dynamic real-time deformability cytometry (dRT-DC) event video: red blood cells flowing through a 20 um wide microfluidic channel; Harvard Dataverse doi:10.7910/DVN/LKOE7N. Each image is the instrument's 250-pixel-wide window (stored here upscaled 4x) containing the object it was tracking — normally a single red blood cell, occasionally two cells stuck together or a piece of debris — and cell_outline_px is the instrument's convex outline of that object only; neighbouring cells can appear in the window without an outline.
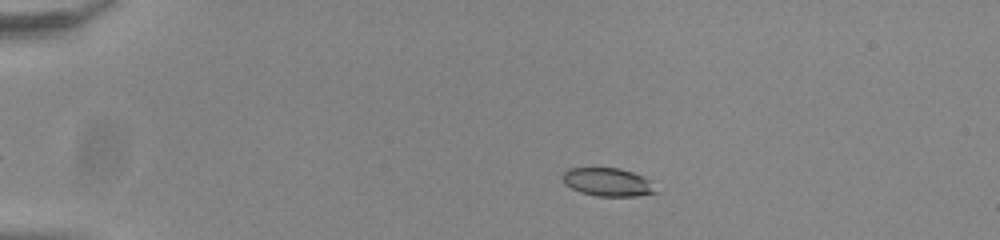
{"species": "common noctule bat (a hibernating species)", "species_latin": "Nyctalus noctula", "temperature_condition": "room temperature", "stored_images_in_passage": 49, "camera_frame_rate_fps": 3000, "um_per_image_px": 0.085, "animal": {"sex": "male", "body_mass_g": 20.0, "forearm_length_mm": 53.3}, "frame": {"image": 1, "passage_image": 6, "time_ms": 1.667, "image_size_px": [1000, 240], "cell_outline_px": [[660, 192], [636, 196], [596, 196], [580, 192], [564, 184], [564, 172], [568, 168], [620, 168], [644, 176]], "centroid_in_image_um": [51.69, 15.48], "position_along_channel_um": 33.3, "area_um2": 15.32}}
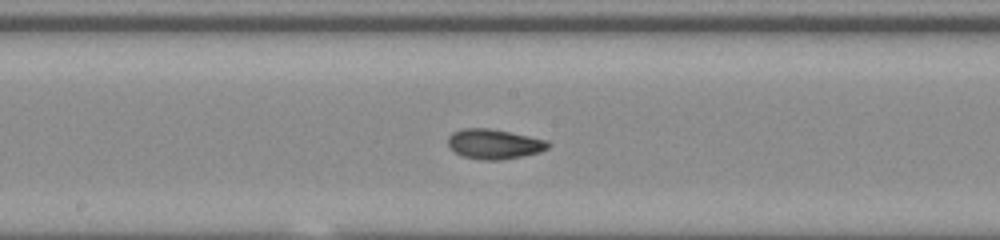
{"frame": {"image": 2, "passage_image": 25, "time_ms": 8.0, "image_size_px": [1000, 240], "cell_outline_px": [[552, 144], [548, 148], [540, 152], [500, 160], [484, 160], [464, 156], [456, 152], [448, 144], [448, 136], [452, 132], [464, 128], [488, 128], [548, 140]], "centroid_in_image_um": [42.02, 12.23], "position_along_channel_um": 206.2, "area_um2": 17.22}}
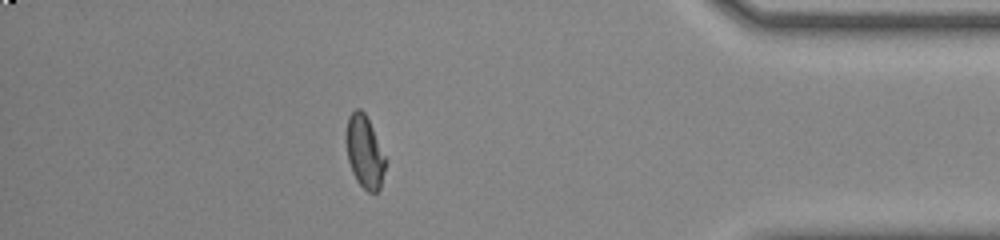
{"frame": {"image": 3, "passage_image": 43, "time_ms": 14.0, "image_size_px": [1000, 240], "cell_outline_px": [[384, 168], [380, 188], [376, 192], [368, 192], [356, 180], [352, 172], [348, 160], [344, 140], [348, 116], [356, 108], [360, 108], [364, 112], [372, 128], [384, 156]], "centroid_in_image_um": [30.93, 12.89], "position_along_channel_um": 404.3, "area_um2": 16.36}, "authors_computed_cell_mechanics": {"area_um2": 16.762, "velocity_mm_per_s": 3.8396, "shape_relaxation_time_tau1_ms": null, "shape_relaxation_time_tau2_ms": 1.4571, "deformation_change_tau1": null, "deformation_change_tau2": 0.0579}}